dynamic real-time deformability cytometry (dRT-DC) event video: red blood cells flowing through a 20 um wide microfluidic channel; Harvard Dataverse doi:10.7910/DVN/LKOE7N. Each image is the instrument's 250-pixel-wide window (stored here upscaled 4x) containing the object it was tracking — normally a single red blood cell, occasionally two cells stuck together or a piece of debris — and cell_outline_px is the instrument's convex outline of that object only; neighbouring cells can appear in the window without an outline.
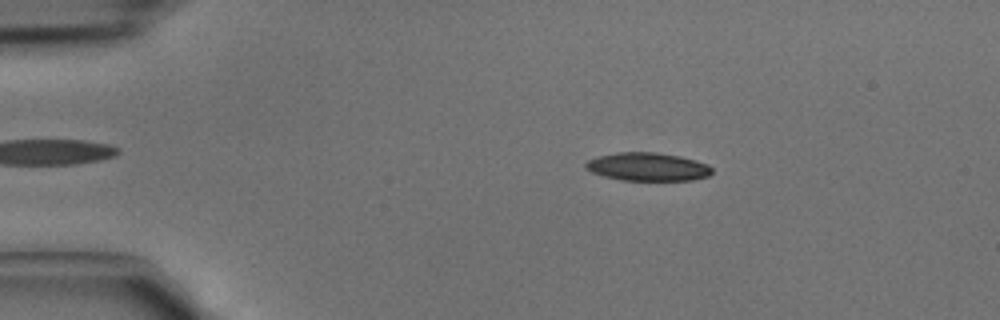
{"species": "common noctule bat (a hibernating species)", "species_latin": "Nyctalus noctula", "temperature_condition": "cold", "stored_images_in_passage": 3, "camera_frame_rate_fps": 3000, "um_per_image_px": 0.085, "animal": {"sex": "male", "body_mass_g": 15.6}, "frame": {"image": 1, "passage_image": 2, "time_ms": 0.333, "image_size_px": [1000, 320], "cell_outline_px": [[712, 172], [708, 176], [692, 180], [620, 180], [604, 176], [592, 172], [584, 168], [584, 164], [588, 160], [596, 156], [616, 152], [656, 152], [680, 156], [696, 160], [708, 164], [712, 168]], "centroid_in_image_um": [55.03, 14.17], "position_along_channel_um": 30.0, "area_um2": 20.92}}